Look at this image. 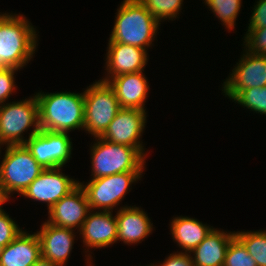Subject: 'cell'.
I'll use <instances>...</instances> for the list:
<instances>
[{
    "label": "cell",
    "instance_id": "cell-1",
    "mask_svg": "<svg viewBox=\"0 0 266 266\" xmlns=\"http://www.w3.org/2000/svg\"><path fill=\"white\" fill-rule=\"evenodd\" d=\"M23 15L0 14V67L22 69L37 49L36 28Z\"/></svg>",
    "mask_w": 266,
    "mask_h": 266
},
{
    "label": "cell",
    "instance_id": "cell-2",
    "mask_svg": "<svg viewBox=\"0 0 266 266\" xmlns=\"http://www.w3.org/2000/svg\"><path fill=\"white\" fill-rule=\"evenodd\" d=\"M35 96L40 129L61 133L84 129V92H38Z\"/></svg>",
    "mask_w": 266,
    "mask_h": 266
},
{
    "label": "cell",
    "instance_id": "cell-3",
    "mask_svg": "<svg viewBox=\"0 0 266 266\" xmlns=\"http://www.w3.org/2000/svg\"><path fill=\"white\" fill-rule=\"evenodd\" d=\"M117 11L109 42L147 50L152 45L161 23L140 0H124Z\"/></svg>",
    "mask_w": 266,
    "mask_h": 266
},
{
    "label": "cell",
    "instance_id": "cell-4",
    "mask_svg": "<svg viewBox=\"0 0 266 266\" xmlns=\"http://www.w3.org/2000/svg\"><path fill=\"white\" fill-rule=\"evenodd\" d=\"M91 147L92 179L122 172H143L146 154L138 148L96 137Z\"/></svg>",
    "mask_w": 266,
    "mask_h": 266
},
{
    "label": "cell",
    "instance_id": "cell-5",
    "mask_svg": "<svg viewBox=\"0 0 266 266\" xmlns=\"http://www.w3.org/2000/svg\"><path fill=\"white\" fill-rule=\"evenodd\" d=\"M32 126L28 138L40 131L39 106L35 94L20 102L0 105V146L24 145L27 139L22 134Z\"/></svg>",
    "mask_w": 266,
    "mask_h": 266
},
{
    "label": "cell",
    "instance_id": "cell-6",
    "mask_svg": "<svg viewBox=\"0 0 266 266\" xmlns=\"http://www.w3.org/2000/svg\"><path fill=\"white\" fill-rule=\"evenodd\" d=\"M120 110L113 88L98 80L84 91V130L101 137Z\"/></svg>",
    "mask_w": 266,
    "mask_h": 266
},
{
    "label": "cell",
    "instance_id": "cell-7",
    "mask_svg": "<svg viewBox=\"0 0 266 266\" xmlns=\"http://www.w3.org/2000/svg\"><path fill=\"white\" fill-rule=\"evenodd\" d=\"M0 164V183L10 197L20 195L40 175L44 168L25 145H8Z\"/></svg>",
    "mask_w": 266,
    "mask_h": 266
},
{
    "label": "cell",
    "instance_id": "cell-8",
    "mask_svg": "<svg viewBox=\"0 0 266 266\" xmlns=\"http://www.w3.org/2000/svg\"><path fill=\"white\" fill-rule=\"evenodd\" d=\"M142 172H122L106 177L91 179L84 189L90 210L112 211L120 204L132 183L140 180Z\"/></svg>",
    "mask_w": 266,
    "mask_h": 266
},
{
    "label": "cell",
    "instance_id": "cell-9",
    "mask_svg": "<svg viewBox=\"0 0 266 266\" xmlns=\"http://www.w3.org/2000/svg\"><path fill=\"white\" fill-rule=\"evenodd\" d=\"M44 169L63 167L71 157L72 142L68 133L40 129L24 144Z\"/></svg>",
    "mask_w": 266,
    "mask_h": 266
},
{
    "label": "cell",
    "instance_id": "cell-10",
    "mask_svg": "<svg viewBox=\"0 0 266 266\" xmlns=\"http://www.w3.org/2000/svg\"><path fill=\"white\" fill-rule=\"evenodd\" d=\"M244 52L232 74L223 82L222 91L229 99L242 89L266 86V56Z\"/></svg>",
    "mask_w": 266,
    "mask_h": 266
},
{
    "label": "cell",
    "instance_id": "cell-11",
    "mask_svg": "<svg viewBox=\"0 0 266 266\" xmlns=\"http://www.w3.org/2000/svg\"><path fill=\"white\" fill-rule=\"evenodd\" d=\"M146 115L143 110L121 108L101 138L114 144L138 148L145 154L140 138L146 125Z\"/></svg>",
    "mask_w": 266,
    "mask_h": 266
},
{
    "label": "cell",
    "instance_id": "cell-12",
    "mask_svg": "<svg viewBox=\"0 0 266 266\" xmlns=\"http://www.w3.org/2000/svg\"><path fill=\"white\" fill-rule=\"evenodd\" d=\"M61 169V167L44 169L21 195L47 203L49 210L79 184V181L63 174Z\"/></svg>",
    "mask_w": 266,
    "mask_h": 266
},
{
    "label": "cell",
    "instance_id": "cell-13",
    "mask_svg": "<svg viewBox=\"0 0 266 266\" xmlns=\"http://www.w3.org/2000/svg\"><path fill=\"white\" fill-rule=\"evenodd\" d=\"M89 211L86 193L79 183L48 210L47 223L71 229L77 227L80 230Z\"/></svg>",
    "mask_w": 266,
    "mask_h": 266
},
{
    "label": "cell",
    "instance_id": "cell-14",
    "mask_svg": "<svg viewBox=\"0 0 266 266\" xmlns=\"http://www.w3.org/2000/svg\"><path fill=\"white\" fill-rule=\"evenodd\" d=\"M106 71L108 75L101 81L107 82L110 78L144 71L148 62L146 49L119 42H108Z\"/></svg>",
    "mask_w": 266,
    "mask_h": 266
},
{
    "label": "cell",
    "instance_id": "cell-15",
    "mask_svg": "<svg viewBox=\"0 0 266 266\" xmlns=\"http://www.w3.org/2000/svg\"><path fill=\"white\" fill-rule=\"evenodd\" d=\"M41 226L40 231L36 233L40 241L41 257L59 266H65L73 249L75 230L47 222Z\"/></svg>",
    "mask_w": 266,
    "mask_h": 266
},
{
    "label": "cell",
    "instance_id": "cell-16",
    "mask_svg": "<svg viewBox=\"0 0 266 266\" xmlns=\"http://www.w3.org/2000/svg\"><path fill=\"white\" fill-rule=\"evenodd\" d=\"M112 212L93 210L88 212L79 230L85 247L88 249L106 248L117 242V222Z\"/></svg>",
    "mask_w": 266,
    "mask_h": 266
},
{
    "label": "cell",
    "instance_id": "cell-17",
    "mask_svg": "<svg viewBox=\"0 0 266 266\" xmlns=\"http://www.w3.org/2000/svg\"><path fill=\"white\" fill-rule=\"evenodd\" d=\"M107 82L113 88L121 108L146 110L144 104L149 85L143 71L115 76Z\"/></svg>",
    "mask_w": 266,
    "mask_h": 266
},
{
    "label": "cell",
    "instance_id": "cell-18",
    "mask_svg": "<svg viewBox=\"0 0 266 266\" xmlns=\"http://www.w3.org/2000/svg\"><path fill=\"white\" fill-rule=\"evenodd\" d=\"M117 222V241L125 244L141 243L152 233L153 224L143 209L134 206L120 207L115 215Z\"/></svg>",
    "mask_w": 266,
    "mask_h": 266
},
{
    "label": "cell",
    "instance_id": "cell-19",
    "mask_svg": "<svg viewBox=\"0 0 266 266\" xmlns=\"http://www.w3.org/2000/svg\"><path fill=\"white\" fill-rule=\"evenodd\" d=\"M40 258V241L36 232L22 231L0 251V266H33Z\"/></svg>",
    "mask_w": 266,
    "mask_h": 266
},
{
    "label": "cell",
    "instance_id": "cell-20",
    "mask_svg": "<svg viewBox=\"0 0 266 266\" xmlns=\"http://www.w3.org/2000/svg\"><path fill=\"white\" fill-rule=\"evenodd\" d=\"M235 238V232L212 229L207 237L192 251L194 266H223L226 251Z\"/></svg>",
    "mask_w": 266,
    "mask_h": 266
},
{
    "label": "cell",
    "instance_id": "cell-21",
    "mask_svg": "<svg viewBox=\"0 0 266 266\" xmlns=\"http://www.w3.org/2000/svg\"><path fill=\"white\" fill-rule=\"evenodd\" d=\"M170 225L173 239L185 253L192 252L213 229L197 219L185 216L173 218Z\"/></svg>",
    "mask_w": 266,
    "mask_h": 266
},
{
    "label": "cell",
    "instance_id": "cell-22",
    "mask_svg": "<svg viewBox=\"0 0 266 266\" xmlns=\"http://www.w3.org/2000/svg\"><path fill=\"white\" fill-rule=\"evenodd\" d=\"M235 237L244 245L257 266H266V231H238Z\"/></svg>",
    "mask_w": 266,
    "mask_h": 266
},
{
    "label": "cell",
    "instance_id": "cell-23",
    "mask_svg": "<svg viewBox=\"0 0 266 266\" xmlns=\"http://www.w3.org/2000/svg\"><path fill=\"white\" fill-rule=\"evenodd\" d=\"M242 0H206L204 3L210 8L214 15L220 19L223 25L232 30L235 20L241 9Z\"/></svg>",
    "mask_w": 266,
    "mask_h": 266
},
{
    "label": "cell",
    "instance_id": "cell-24",
    "mask_svg": "<svg viewBox=\"0 0 266 266\" xmlns=\"http://www.w3.org/2000/svg\"><path fill=\"white\" fill-rule=\"evenodd\" d=\"M231 100L256 113L266 115V86L242 89Z\"/></svg>",
    "mask_w": 266,
    "mask_h": 266
},
{
    "label": "cell",
    "instance_id": "cell-25",
    "mask_svg": "<svg viewBox=\"0 0 266 266\" xmlns=\"http://www.w3.org/2000/svg\"><path fill=\"white\" fill-rule=\"evenodd\" d=\"M147 10L159 21L173 20L179 14L183 0H140Z\"/></svg>",
    "mask_w": 266,
    "mask_h": 266
},
{
    "label": "cell",
    "instance_id": "cell-26",
    "mask_svg": "<svg viewBox=\"0 0 266 266\" xmlns=\"http://www.w3.org/2000/svg\"><path fill=\"white\" fill-rule=\"evenodd\" d=\"M223 266H257L244 245L235 237L226 251Z\"/></svg>",
    "mask_w": 266,
    "mask_h": 266
},
{
    "label": "cell",
    "instance_id": "cell-27",
    "mask_svg": "<svg viewBox=\"0 0 266 266\" xmlns=\"http://www.w3.org/2000/svg\"><path fill=\"white\" fill-rule=\"evenodd\" d=\"M247 30L244 36L245 51L254 55L266 56V27Z\"/></svg>",
    "mask_w": 266,
    "mask_h": 266
},
{
    "label": "cell",
    "instance_id": "cell-28",
    "mask_svg": "<svg viewBox=\"0 0 266 266\" xmlns=\"http://www.w3.org/2000/svg\"><path fill=\"white\" fill-rule=\"evenodd\" d=\"M16 222L9 215L2 211L0 212V251L2 248L12 242L21 232Z\"/></svg>",
    "mask_w": 266,
    "mask_h": 266
},
{
    "label": "cell",
    "instance_id": "cell-29",
    "mask_svg": "<svg viewBox=\"0 0 266 266\" xmlns=\"http://www.w3.org/2000/svg\"><path fill=\"white\" fill-rule=\"evenodd\" d=\"M18 69L0 67V105L5 104L6 100L13 94L15 86L14 75Z\"/></svg>",
    "mask_w": 266,
    "mask_h": 266
},
{
    "label": "cell",
    "instance_id": "cell-30",
    "mask_svg": "<svg viewBox=\"0 0 266 266\" xmlns=\"http://www.w3.org/2000/svg\"><path fill=\"white\" fill-rule=\"evenodd\" d=\"M254 5L248 29L266 27V0H258Z\"/></svg>",
    "mask_w": 266,
    "mask_h": 266
},
{
    "label": "cell",
    "instance_id": "cell-31",
    "mask_svg": "<svg viewBox=\"0 0 266 266\" xmlns=\"http://www.w3.org/2000/svg\"><path fill=\"white\" fill-rule=\"evenodd\" d=\"M152 266H194L191 258V254L182 252L171 253L170 256L164 260L160 265Z\"/></svg>",
    "mask_w": 266,
    "mask_h": 266
},
{
    "label": "cell",
    "instance_id": "cell-32",
    "mask_svg": "<svg viewBox=\"0 0 266 266\" xmlns=\"http://www.w3.org/2000/svg\"><path fill=\"white\" fill-rule=\"evenodd\" d=\"M9 199L10 197L6 194L4 187L0 183V212L4 211V209H2V205L9 201Z\"/></svg>",
    "mask_w": 266,
    "mask_h": 266
},
{
    "label": "cell",
    "instance_id": "cell-33",
    "mask_svg": "<svg viewBox=\"0 0 266 266\" xmlns=\"http://www.w3.org/2000/svg\"><path fill=\"white\" fill-rule=\"evenodd\" d=\"M33 266H59V265L52 263L51 261L41 257Z\"/></svg>",
    "mask_w": 266,
    "mask_h": 266
},
{
    "label": "cell",
    "instance_id": "cell-34",
    "mask_svg": "<svg viewBox=\"0 0 266 266\" xmlns=\"http://www.w3.org/2000/svg\"><path fill=\"white\" fill-rule=\"evenodd\" d=\"M88 258H87V263H89V265L88 266H93V264H92V260H90L91 259V254L89 253L88 254V256H87ZM90 258V259H89ZM92 264V265H91ZM149 266H152V264L151 265H149Z\"/></svg>",
    "mask_w": 266,
    "mask_h": 266
}]
</instances>
